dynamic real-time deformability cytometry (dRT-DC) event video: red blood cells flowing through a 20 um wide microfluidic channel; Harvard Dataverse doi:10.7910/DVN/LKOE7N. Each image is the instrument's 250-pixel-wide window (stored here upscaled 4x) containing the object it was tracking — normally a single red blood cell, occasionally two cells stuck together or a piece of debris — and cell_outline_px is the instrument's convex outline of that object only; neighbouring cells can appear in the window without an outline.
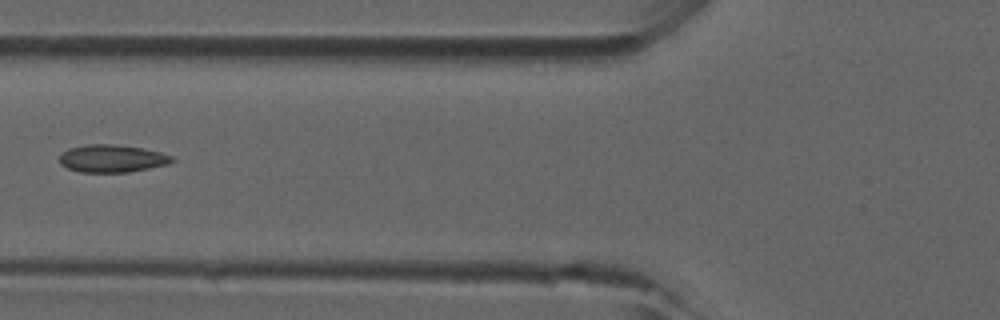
{"species": "common noctule bat (a hibernating species)", "species_latin": "Nyctalus noctula", "temperature_condition": "room temperature", "stored_images_in_passage": 7, "camera_frame_rate_fps": 3000, "um_per_image_px": 0.085, "animal": {"sex": "male", "forearm_length_mm": 52.5}, "frame": {"image": 1, "passage_image": 6, "time_ms": 1.667, "image_size_px": [1000, 320], "cell_outline_px": [[176, 160], [168, 164], [128, 172], [80, 172], [68, 168], [60, 164], [60, 156], [68, 148], [88, 144], [112, 144], [144, 148], [160, 152], [172, 156]], "centroid_in_image_um": [9.53, 13.47], "position_along_channel_um": 116.3, "area_um2": 18.03}}
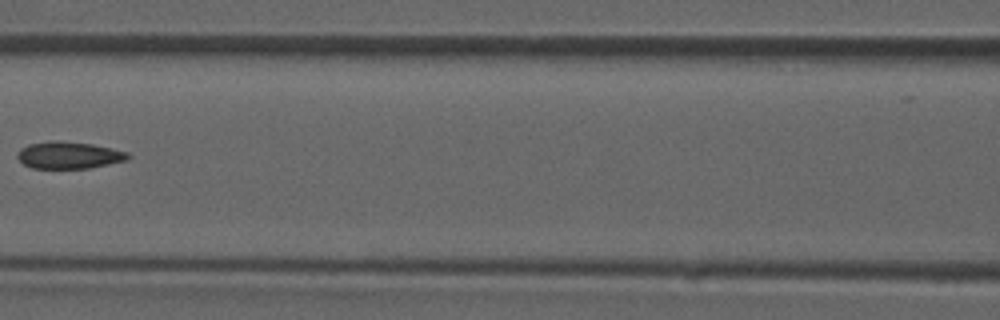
{"frame": {"image": 2, "passage_image": 7, "time_ms": 2.0, "image_size_px": [1000, 320], "cell_outline_px": [[132, 156], [128, 160], [88, 168], [32, 168], [24, 164], [16, 156], [20, 148], [28, 144], [52, 140], [60, 140], [92, 144], [112, 148], [128, 152]], "centroid_in_image_um": [5.87, 13.18], "position_along_channel_um": 160.7, "area_um2": 17.51}}